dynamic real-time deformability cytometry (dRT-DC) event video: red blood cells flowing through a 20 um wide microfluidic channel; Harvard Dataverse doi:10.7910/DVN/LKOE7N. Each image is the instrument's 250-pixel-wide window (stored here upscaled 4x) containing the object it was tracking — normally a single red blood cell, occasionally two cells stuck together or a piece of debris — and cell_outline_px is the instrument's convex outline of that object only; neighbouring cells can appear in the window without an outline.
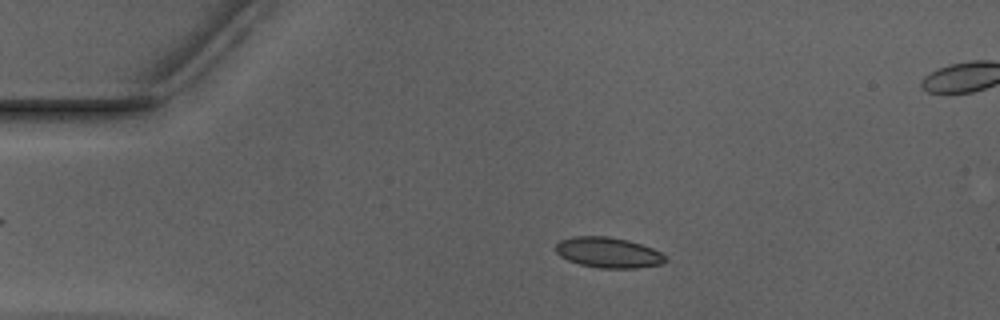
{"species": "Egyptian fruit bat (a non-hibernating species)", "species_latin": "Rousettus aegyptiacus", "temperature_condition": "warm", "stored_images_in_passage": 22, "camera_frame_rate_fps": 3000, "um_per_image_px": 0.085, "animal": {"sex": "male"}, "frame": {"image": 1, "passage_image": 10, "time_ms": 3.0, "image_size_px": [1000, 320], "cell_outline_px": [[668, 260], [660, 264], [636, 268], [600, 268], [580, 264], [568, 260], [560, 256], [556, 252], [556, 244], [560, 240], [572, 236], [608, 236], [628, 240], [652, 248], [660, 252]], "centroid_in_image_um": [51.68, 21.46], "position_along_channel_um": 33.3, "area_um2": 19.42}}
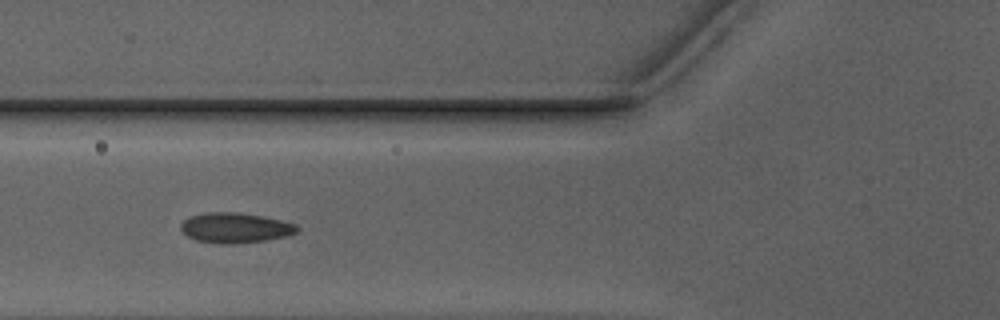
{"frame": {"image": 2, "passage_image": 19, "time_ms": 6.0, "image_size_px": [1000, 320], "cell_outline_px": [[300, 228], [296, 232], [284, 236], [268, 240], [232, 244], [220, 244], [196, 240], [188, 236], [180, 228], [180, 224], [188, 216], [208, 212], [236, 212], [260, 216], [280, 220], [296, 224]], "centroid_in_image_um": [19.97, 19.36], "position_along_channel_um": 105.8, "area_um2": 20.35}}
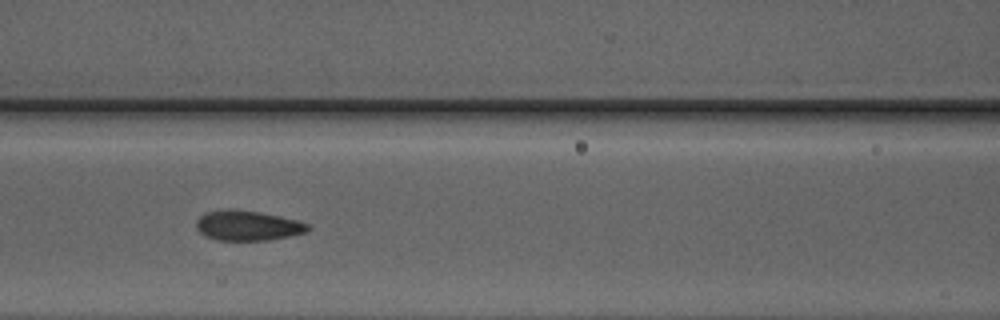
{"frame": {"image": 3, "passage_image": 22, "time_ms": 7.0, "image_size_px": [1000, 320], "cell_outline_px": [[312, 228], [304, 232], [288, 236], [268, 240], [216, 240], [204, 236], [196, 228], [196, 220], [204, 212], [260, 212], [296, 220], [308, 224]], "centroid_in_image_um": [21.05, 19.22], "position_along_channel_um": 145.5, "area_um2": 18.73}}